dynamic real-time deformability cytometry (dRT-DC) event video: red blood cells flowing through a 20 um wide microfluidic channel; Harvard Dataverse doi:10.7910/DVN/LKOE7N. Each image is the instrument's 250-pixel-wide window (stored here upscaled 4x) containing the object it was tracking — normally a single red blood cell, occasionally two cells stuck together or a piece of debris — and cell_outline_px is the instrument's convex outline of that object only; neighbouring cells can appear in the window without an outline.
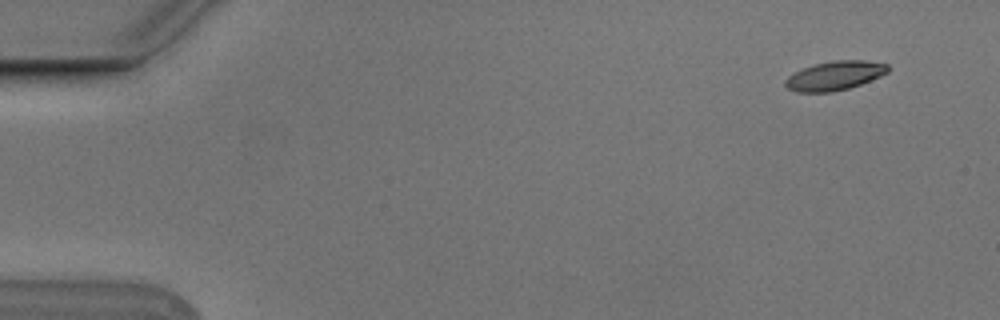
{"species": "Egyptian fruit bat (a non-hibernating species)", "species_latin": "Rousettus aegyptiacus", "temperature_condition": "cold", "stored_images_in_passage": 53, "camera_frame_rate_fps": 3000, "um_per_image_px": 0.085, "animal": {"sex": "male"}, "frame": {"image": 1, "passage_image": 1, "time_ms": 0.0, "image_size_px": [1000, 320], "cell_outline_px": [[888, 72], [880, 76], [860, 84], [848, 88], [832, 92], [796, 92], [788, 88], [784, 84], [784, 80], [788, 76], [804, 68], [816, 64], [836, 60], [864, 60], [888, 64]], "centroid_in_image_um": [70.95, 6.44], "position_along_channel_um": 14.1, "area_um2": 17.17}}
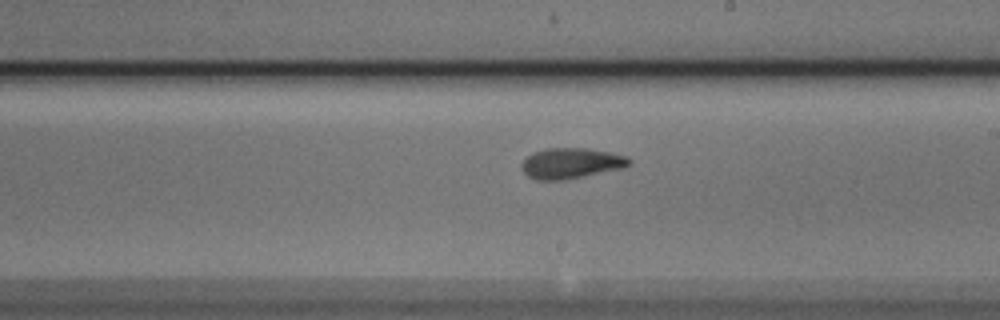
{"frame": {"image": 2, "passage_image": 29, "time_ms": 9.333, "image_size_px": [1000, 320], "cell_outline_px": [[632, 164], [624, 168], [564, 180], [536, 180], [528, 176], [520, 168], [520, 164], [532, 152], [544, 148], [588, 148], [628, 156], [632, 160]], "centroid_in_image_um": [48.55, 13.87], "position_along_channel_um": 240.5, "area_um2": 19.42}}
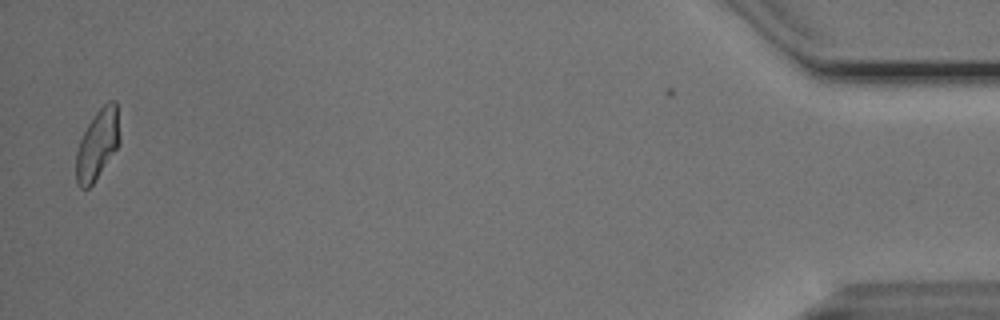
{"frame": {"image": 3, "passage_image": 51, "time_ms": 16.667, "image_size_px": [1000, 320], "cell_outline_px": [[120, 144], [92, 184], [88, 188], [80, 188], [76, 184], [76, 152], [80, 140], [88, 124], [96, 112], [108, 100], [116, 100], [120, 136]], "centroid_in_image_um": [8.29, 12.27], "position_along_channel_um": 426.9, "area_um2": 17.74}, "authors_computed_cell_mechanics": {"area_um2": 18.4382, "velocity_mm_per_s": 3.7582, "shape_relaxation_time_tau1_ms": 4.1875, "shape_relaxation_time_tau2_ms": 2.2704, "deformation_change_tau1": 0.1667, "deformation_change_tau2": 0.0902}}